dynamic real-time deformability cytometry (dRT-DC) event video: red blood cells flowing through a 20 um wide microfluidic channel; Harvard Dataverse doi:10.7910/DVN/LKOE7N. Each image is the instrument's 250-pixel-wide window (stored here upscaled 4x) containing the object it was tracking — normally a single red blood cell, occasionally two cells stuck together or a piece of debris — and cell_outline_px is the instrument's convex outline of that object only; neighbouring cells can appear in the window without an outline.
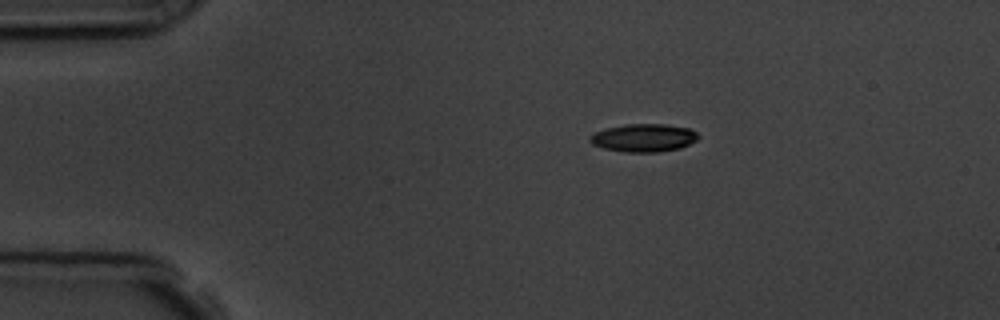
{"species": "common noctule bat (a hibernating species)", "species_latin": "Nyctalus noctula", "temperature_condition": "room temperature", "stored_images_in_passage": 2, "camera_frame_rate_fps": 3000, "um_per_image_px": 0.085, "animal": {"sex": "male", "body_mass_g": 19.5, "forearm_length_mm": 54.6}, "frame": {"image": 1, "passage_image": 1, "time_ms": 0.0, "image_size_px": [1000, 320], "cell_outline_px": [[700, 136], [696, 140], [680, 148], [656, 152], [624, 152], [604, 148], [592, 144], [588, 140], [588, 136], [592, 132], [604, 128], [624, 124], [664, 124], [692, 128]], "centroid_in_image_um": [54.67, 11.7], "position_along_channel_um": 30.3, "area_um2": 17.92}}